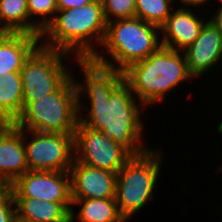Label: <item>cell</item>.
Here are the masks:
<instances>
[{
  "label": "cell",
  "instance_id": "2e32d148",
  "mask_svg": "<svg viewBox=\"0 0 222 222\" xmlns=\"http://www.w3.org/2000/svg\"><path fill=\"white\" fill-rule=\"evenodd\" d=\"M17 218L26 222H71L72 203L14 197Z\"/></svg>",
  "mask_w": 222,
  "mask_h": 222
},
{
  "label": "cell",
  "instance_id": "e0dca14e",
  "mask_svg": "<svg viewBox=\"0 0 222 222\" xmlns=\"http://www.w3.org/2000/svg\"><path fill=\"white\" fill-rule=\"evenodd\" d=\"M80 206L77 214L71 210V222H125L121 217L115 198L109 199H72V205ZM76 215V216H74Z\"/></svg>",
  "mask_w": 222,
  "mask_h": 222
},
{
  "label": "cell",
  "instance_id": "f1b7e54d",
  "mask_svg": "<svg viewBox=\"0 0 222 222\" xmlns=\"http://www.w3.org/2000/svg\"><path fill=\"white\" fill-rule=\"evenodd\" d=\"M14 222H26V221H23V220H21V219H19V218H15V220H14Z\"/></svg>",
  "mask_w": 222,
  "mask_h": 222
},
{
  "label": "cell",
  "instance_id": "4316f807",
  "mask_svg": "<svg viewBox=\"0 0 222 222\" xmlns=\"http://www.w3.org/2000/svg\"><path fill=\"white\" fill-rule=\"evenodd\" d=\"M2 100H3V86L2 78H0V121L2 122Z\"/></svg>",
  "mask_w": 222,
  "mask_h": 222
},
{
  "label": "cell",
  "instance_id": "7a4b0ae2",
  "mask_svg": "<svg viewBox=\"0 0 222 222\" xmlns=\"http://www.w3.org/2000/svg\"><path fill=\"white\" fill-rule=\"evenodd\" d=\"M106 27L102 2L94 0L80 8L58 10L53 21L41 33L40 45L75 54L72 57L75 59L92 58L99 50L96 46L102 45Z\"/></svg>",
  "mask_w": 222,
  "mask_h": 222
},
{
  "label": "cell",
  "instance_id": "83f0119b",
  "mask_svg": "<svg viewBox=\"0 0 222 222\" xmlns=\"http://www.w3.org/2000/svg\"><path fill=\"white\" fill-rule=\"evenodd\" d=\"M217 132H218V134L220 133V135H222V120H221L220 124H218V126H217Z\"/></svg>",
  "mask_w": 222,
  "mask_h": 222
},
{
  "label": "cell",
  "instance_id": "7c38bea8",
  "mask_svg": "<svg viewBox=\"0 0 222 222\" xmlns=\"http://www.w3.org/2000/svg\"><path fill=\"white\" fill-rule=\"evenodd\" d=\"M28 169L24 130L14 123L0 126V186L12 185Z\"/></svg>",
  "mask_w": 222,
  "mask_h": 222
},
{
  "label": "cell",
  "instance_id": "9c48e42d",
  "mask_svg": "<svg viewBox=\"0 0 222 222\" xmlns=\"http://www.w3.org/2000/svg\"><path fill=\"white\" fill-rule=\"evenodd\" d=\"M74 160L86 165L118 173L132 157L102 131H96L80 121L73 134Z\"/></svg>",
  "mask_w": 222,
  "mask_h": 222
},
{
  "label": "cell",
  "instance_id": "30bf717a",
  "mask_svg": "<svg viewBox=\"0 0 222 222\" xmlns=\"http://www.w3.org/2000/svg\"><path fill=\"white\" fill-rule=\"evenodd\" d=\"M13 197L72 203L70 172L29 170L10 185Z\"/></svg>",
  "mask_w": 222,
  "mask_h": 222
},
{
  "label": "cell",
  "instance_id": "d6986e66",
  "mask_svg": "<svg viewBox=\"0 0 222 222\" xmlns=\"http://www.w3.org/2000/svg\"><path fill=\"white\" fill-rule=\"evenodd\" d=\"M0 32L29 33L27 0H0Z\"/></svg>",
  "mask_w": 222,
  "mask_h": 222
},
{
  "label": "cell",
  "instance_id": "7402d4cb",
  "mask_svg": "<svg viewBox=\"0 0 222 222\" xmlns=\"http://www.w3.org/2000/svg\"><path fill=\"white\" fill-rule=\"evenodd\" d=\"M101 2L107 23L136 17L135 0H101Z\"/></svg>",
  "mask_w": 222,
  "mask_h": 222
},
{
  "label": "cell",
  "instance_id": "5b68a950",
  "mask_svg": "<svg viewBox=\"0 0 222 222\" xmlns=\"http://www.w3.org/2000/svg\"><path fill=\"white\" fill-rule=\"evenodd\" d=\"M73 76L74 73L56 92L29 102L14 124L26 131L74 133L79 112Z\"/></svg>",
  "mask_w": 222,
  "mask_h": 222
},
{
  "label": "cell",
  "instance_id": "6da1fadb",
  "mask_svg": "<svg viewBox=\"0 0 222 222\" xmlns=\"http://www.w3.org/2000/svg\"><path fill=\"white\" fill-rule=\"evenodd\" d=\"M75 63H78L85 78L82 83L73 77L78 95L79 121L90 129L102 131L131 156L148 151L150 148L142 142L144 123L141 119V112L147 107L136 102V96L124 81L123 72L98 64L91 58L76 59ZM83 94L90 101L87 105L89 110L82 106ZM85 111L88 113L83 115Z\"/></svg>",
  "mask_w": 222,
  "mask_h": 222
},
{
  "label": "cell",
  "instance_id": "603a6c76",
  "mask_svg": "<svg viewBox=\"0 0 222 222\" xmlns=\"http://www.w3.org/2000/svg\"><path fill=\"white\" fill-rule=\"evenodd\" d=\"M16 217L15 201L10 186H0V222H14Z\"/></svg>",
  "mask_w": 222,
  "mask_h": 222
},
{
  "label": "cell",
  "instance_id": "277c9868",
  "mask_svg": "<svg viewBox=\"0 0 222 222\" xmlns=\"http://www.w3.org/2000/svg\"><path fill=\"white\" fill-rule=\"evenodd\" d=\"M159 35L158 26L138 17L111 21L107 23L101 45L111 59H106L105 51L101 54L100 50L91 59L98 64L123 71L157 51L162 46Z\"/></svg>",
  "mask_w": 222,
  "mask_h": 222
},
{
  "label": "cell",
  "instance_id": "d4e9b609",
  "mask_svg": "<svg viewBox=\"0 0 222 222\" xmlns=\"http://www.w3.org/2000/svg\"><path fill=\"white\" fill-rule=\"evenodd\" d=\"M178 2H180V4H182L183 6H177V7H180V8H190L191 6L192 7H198L201 8V6L203 7V5H207L208 2L210 0H177Z\"/></svg>",
  "mask_w": 222,
  "mask_h": 222
},
{
  "label": "cell",
  "instance_id": "484cf974",
  "mask_svg": "<svg viewBox=\"0 0 222 222\" xmlns=\"http://www.w3.org/2000/svg\"><path fill=\"white\" fill-rule=\"evenodd\" d=\"M217 12H213L214 14L211 18H208L219 30L222 34V6H220Z\"/></svg>",
  "mask_w": 222,
  "mask_h": 222
},
{
  "label": "cell",
  "instance_id": "8fae6325",
  "mask_svg": "<svg viewBox=\"0 0 222 222\" xmlns=\"http://www.w3.org/2000/svg\"><path fill=\"white\" fill-rule=\"evenodd\" d=\"M71 199H109L116 196L117 173L73 161Z\"/></svg>",
  "mask_w": 222,
  "mask_h": 222
},
{
  "label": "cell",
  "instance_id": "3957f363",
  "mask_svg": "<svg viewBox=\"0 0 222 222\" xmlns=\"http://www.w3.org/2000/svg\"><path fill=\"white\" fill-rule=\"evenodd\" d=\"M122 72L136 99L146 107L162 103L166 94L180 86L179 83L193 79L183 51L164 46Z\"/></svg>",
  "mask_w": 222,
  "mask_h": 222
},
{
  "label": "cell",
  "instance_id": "ffe728a7",
  "mask_svg": "<svg viewBox=\"0 0 222 222\" xmlns=\"http://www.w3.org/2000/svg\"><path fill=\"white\" fill-rule=\"evenodd\" d=\"M27 7L29 34L40 37L41 33L55 18L58 11L56 0H27Z\"/></svg>",
  "mask_w": 222,
  "mask_h": 222
},
{
  "label": "cell",
  "instance_id": "44dd1931",
  "mask_svg": "<svg viewBox=\"0 0 222 222\" xmlns=\"http://www.w3.org/2000/svg\"><path fill=\"white\" fill-rule=\"evenodd\" d=\"M173 2L174 0H135L136 17L160 28L175 7Z\"/></svg>",
  "mask_w": 222,
  "mask_h": 222
},
{
  "label": "cell",
  "instance_id": "52a82bcc",
  "mask_svg": "<svg viewBox=\"0 0 222 222\" xmlns=\"http://www.w3.org/2000/svg\"><path fill=\"white\" fill-rule=\"evenodd\" d=\"M71 56L39 45L25 60L20 70L23 85V106L56 92L71 76L63 62Z\"/></svg>",
  "mask_w": 222,
  "mask_h": 222
},
{
  "label": "cell",
  "instance_id": "5bb4252c",
  "mask_svg": "<svg viewBox=\"0 0 222 222\" xmlns=\"http://www.w3.org/2000/svg\"><path fill=\"white\" fill-rule=\"evenodd\" d=\"M204 23V18L197 16L192 8H174L160 27L162 46L184 51L198 37Z\"/></svg>",
  "mask_w": 222,
  "mask_h": 222
},
{
  "label": "cell",
  "instance_id": "4fadbf2b",
  "mask_svg": "<svg viewBox=\"0 0 222 222\" xmlns=\"http://www.w3.org/2000/svg\"><path fill=\"white\" fill-rule=\"evenodd\" d=\"M183 53L188 64L189 73L196 79L202 77L209 70H212L219 61H222V34L207 19L198 37Z\"/></svg>",
  "mask_w": 222,
  "mask_h": 222
},
{
  "label": "cell",
  "instance_id": "9a60e30c",
  "mask_svg": "<svg viewBox=\"0 0 222 222\" xmlns=\"http://www.w3.org/2000/svg\"><path fill=\"white\" fill-rule=\"evenodd\" d=\"M39 45V36L0 32V78L8 72H20L25 60Z\"/></svg>",
  "mask_w": 222,
  "mask_h": 222
},
{
  "label": "cell",
  "instance_id": "ba28073f",
  "mask_svg": "<svg viewBox=\"0 0 222 222\" xmlns=\"http://www.w3.org/2000/svg\"><path fill=\"white\" fill-rule=\"evenodd\" d=\"M28 132V136L26 134ZM74 133H43L24 130L28 169L33 171H70L74 160ZM29 135L31 140H29ZM27 136V138H25Z\"/></svg>",
  "mask_w": 222,
  "mask_h": 222
},
{
  "label": "cell",
  "instance_id": "ac0fdd59",
  "mask_svg": "<svg viewBox=\"0 0 222 222\" xmlns=\"http://www.w3.org/2000/svg\"><path fill=\"white\" fill-rule=\"evenodd\" d=\"M2 123H15L24 110L23 85L20 72L3 76Z\"/></svg>",
  "mask_w": 222,
  "mask_h": 222
},
{
  "label": "cell",
  "instance_id": "8992f818",
  "mask_svg": "<svg viewBox=\"0 0 222 222\" xmlns=\"http://www.w3.org/2000/svg\"><path fill=\"white\" fill-rule=\"evenodd\" d=\"M153 149L132 156L117 173L115 199L125 222L149 204L154 189H157L163 152Z\"/></svg>",
  "mask_w": 222,
  "mask_h": 222
},
{
  "label": "cell",
  "instance_id": "cb8c5ba5",
  "mask_svg": "<svg viewBox=\"0 0 222 222\" xmlns=\"http://www.w3.org/2000/svg\"><path fill=\"white\" fill-rule=\"evenodd\" d=\"M94 0H56L58 10L71 9L75 7H82Z\"/></svg>",
  "mask_w": 222,
  "mask_h": 222
}]
</instances>
